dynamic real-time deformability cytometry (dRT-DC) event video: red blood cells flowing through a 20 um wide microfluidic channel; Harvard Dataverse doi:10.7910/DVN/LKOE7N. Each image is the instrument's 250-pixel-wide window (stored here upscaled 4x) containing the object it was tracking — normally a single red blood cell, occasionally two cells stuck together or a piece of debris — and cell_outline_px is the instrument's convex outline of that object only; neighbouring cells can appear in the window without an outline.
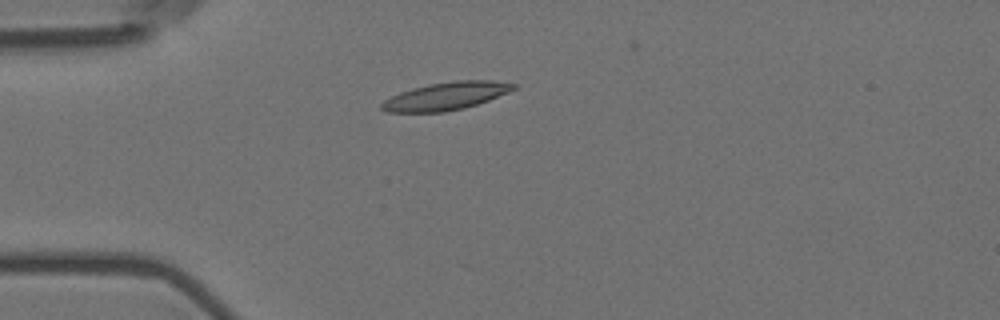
{"species": "Egyptian fruit bat (a non-hibernating species)", "species_latin": "Rousettus aegyptiacus", "temperature_condition": "room temperature", "stored_images_in_passage": 5, "camera_frame_rate_fps": 3000, "um_per_image_px": 0.085, "animal": {"sex": "female"}, "frame": {"image": 1, "passage_image": 4, "time_ms": 1.0, "image_size_px": [1000, 320], "cell_outline_px": [[520, 88], [488, 100], [464, 108], [444, 112], [388, 112], [380, 108], [380, 104], [384, 100], [400, 92], [412, 88], [428, 84], [456, 80], [492, 80], [520, 84]], "centroid_in_image_um": [37.96, 8.15], "position_along_channel_um": 47.0, "area_um2": 21.56}}